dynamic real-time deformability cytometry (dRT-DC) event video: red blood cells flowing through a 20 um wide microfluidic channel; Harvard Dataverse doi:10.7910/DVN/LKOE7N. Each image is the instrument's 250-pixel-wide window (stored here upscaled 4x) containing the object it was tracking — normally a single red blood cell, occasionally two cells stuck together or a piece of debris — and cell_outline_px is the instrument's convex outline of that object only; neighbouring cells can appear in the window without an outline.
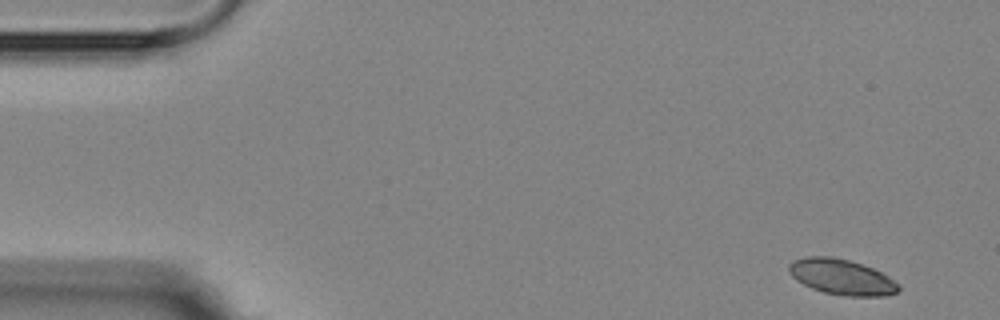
{"species": "Egyptian fruit bat (a non-hibernating species)", "species_latin": "Rousettus aegyptiacus", "temperature_condition": "room temperature", "stored_images_in_passage": 9, "camera_frame_rate_fps": 3000, "um_per_image_px": 0.085, "animal": {"sex": "female"}, "frame": {"image": 1, "passage_image": 1, "time_ms": 0.0, "image_size_px": [1000, 320], "cell_outline_px": [[900, 288], [896, 292], [888, 296], [844, 296], [824, 292], [812, 288], [796, 280], [788, 272], [788, 264], [804, 256], [832, 256], [848, 260], [872, 268], [888, 276], [900, 284]], "centroid_in_image_um": [71.54, 23.54], "position_along_channel_um": 13.5, "area_um2": 22.72}}
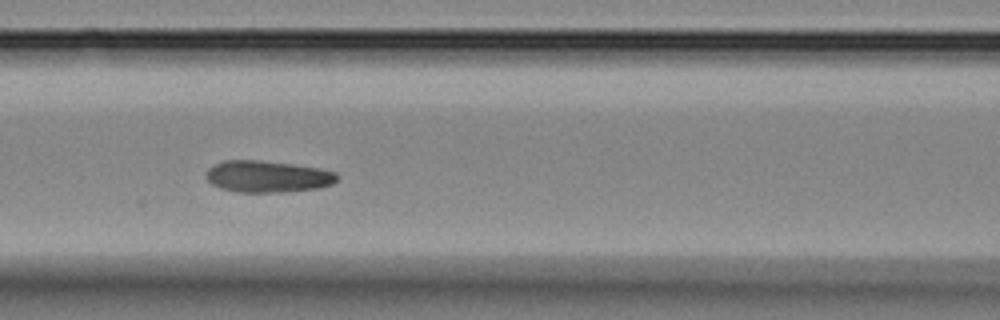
{"frame": {"image": 2, "passage_image": 7, "time_ms": 6.667, "image_size_px": [1000, 320], "cell_outline_px": [[340, 176], [332, 184], [320, 188], [284, 192], [236, 192], [220, 188], [212, 184], [204, 176], [204, 172], [212, 164], [224, 160], [260, 160], [292, 164], [320, 168], [336, 172]], "centroid_in_image_um": [22.72, 15.0], "position_along_channel_um": 143.9, "area_um2": 24.57}}
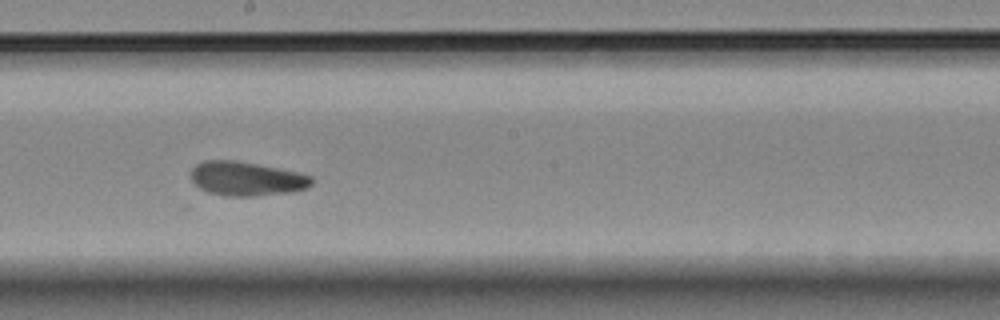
{"frame": {"image": 3, "passage_image": 9, "time_ms": 9.0, "image_size_px": [1000, 320], "cell_outline_px": [[312, 184], [308, 188], [292, 192], [256, 196], [224, 196], [208, 192], [200, 188], [192, 180], [192, 168], [196, 164], [204, 160], [236, 160], [296, 172], [312, 176]], "centroid_in_image_um": [20.95, 15.2], "position_along_channel_um": 227.2, "area_um2": 23.93}}